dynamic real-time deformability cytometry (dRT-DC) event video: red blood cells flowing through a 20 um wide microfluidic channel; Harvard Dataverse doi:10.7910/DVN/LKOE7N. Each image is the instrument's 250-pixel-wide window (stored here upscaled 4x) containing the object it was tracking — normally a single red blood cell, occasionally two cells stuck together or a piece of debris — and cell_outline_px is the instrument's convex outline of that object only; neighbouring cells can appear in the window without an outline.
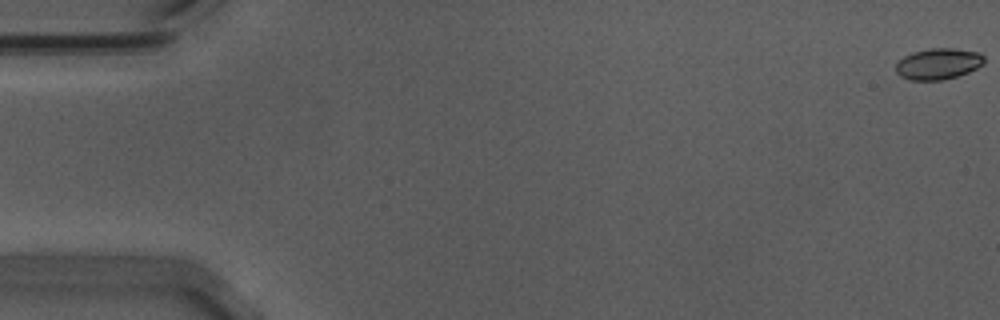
{"species": "Egyptian fruit bat (a non-hibernating species)", "species_latin": "Rousettus aegyptiacus", "temperature_condition": "warm", "stored_images_in_passage": 15, "camera_frame_rate_fps": 3000, "um_per_image_px": 0.085, "animal": {"sex": "male"}, "frame": {"image": 1, "passage_image": 1, "time_ms": 0.0, "image_size_px": [1000, 320], "cell_outline_px": [[984, 60], [976, 68], [968, 72], [944, 80], [912, 80], [900, 76], [896, 72], [896, 64], [904, 56], [912, 52], [932, 48], [952, 48], [980, 52], [984, 56]], "centroid_in_image_um": [79.74, 5.42], "position_along_channel_um": 5.3, "area_um2": 15.9}}
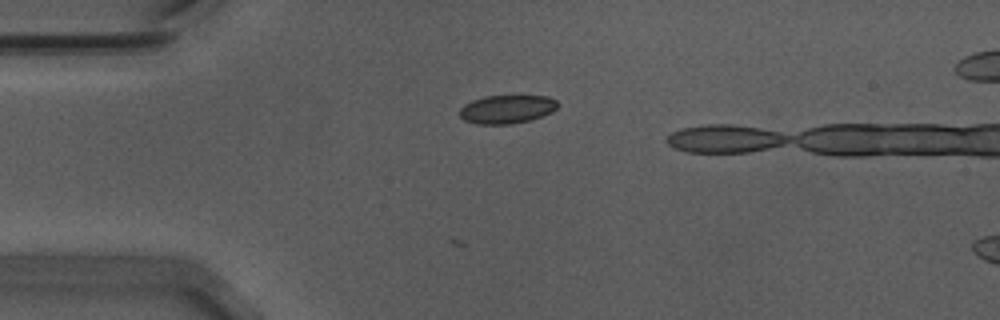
{"frame": {"image": 2, "passage_image": 15, "time_ms": 4.667, "image_size_px": [1000, 320], "cell_outline_px": [[556, 108], [552, 112], [528, 120], [512, 124], [476, 124], [464, 120], [460, 116], [460, 108], [464, 104], [472, 100], [484, 96], [548, 96], [556, 100]], "centroid_in_image_um": [43.04, 9.28], "position_along_channel_um": 42.0, "area_um2": 16.13}}